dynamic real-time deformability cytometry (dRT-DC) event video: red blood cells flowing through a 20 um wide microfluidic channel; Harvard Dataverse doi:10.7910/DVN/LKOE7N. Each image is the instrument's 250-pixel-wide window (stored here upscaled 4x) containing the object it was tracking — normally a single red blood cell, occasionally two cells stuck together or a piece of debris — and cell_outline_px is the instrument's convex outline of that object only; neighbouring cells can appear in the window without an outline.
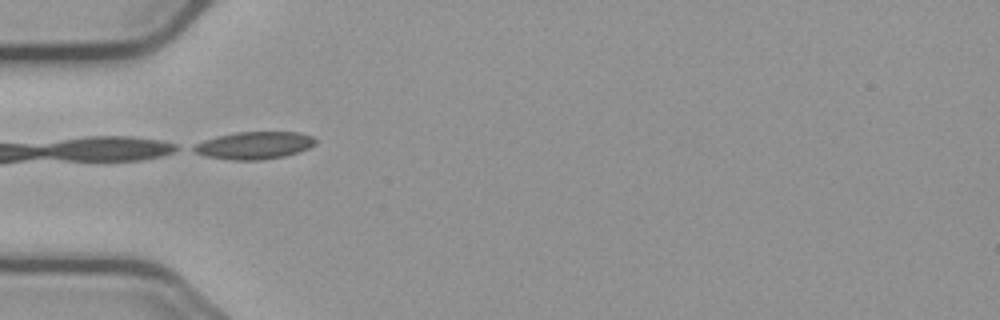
{"species": "common noctule bat (a hibernating species)", "species_latin": "Nyctalus noctula", "temperature_condition": "cold", "stored_images_in_passage": 37, "camera_frame_rate_fps": 3000, "um_per_image_px": 0.085, "animal": {"sex": "male", "body_mass_g": 23.1, "forearm_length_mm": 52.7}, "frame": {"image": 1, "passage_image": 1, "time_ms": 0.0, "image_size_px": [1000, 320], "cell_outline_px": [[316, 144], [300, 152], [284, 156], [260, 160], [236, 160], [204, 156], [188, 148], [204, 140], [216, 136], [236, 132], [300, 132], [312, 136], [316, 140]], "centroid_in_image_um": [21.61, 12.35], "position_along_channel_um": 63.4, "area_um2": 19.54}, "authors_computed_cell_mechanics": {"area_um2": 18.3226, "velocity_mm_per_s": 3.6981, "shape_relaxation_time_tau1_ms": null, "shape_relaxation_time_tau2_ms": 2.7399, "deformation_change_tau1": null, "deformation_change_tau2": 0.1002}}